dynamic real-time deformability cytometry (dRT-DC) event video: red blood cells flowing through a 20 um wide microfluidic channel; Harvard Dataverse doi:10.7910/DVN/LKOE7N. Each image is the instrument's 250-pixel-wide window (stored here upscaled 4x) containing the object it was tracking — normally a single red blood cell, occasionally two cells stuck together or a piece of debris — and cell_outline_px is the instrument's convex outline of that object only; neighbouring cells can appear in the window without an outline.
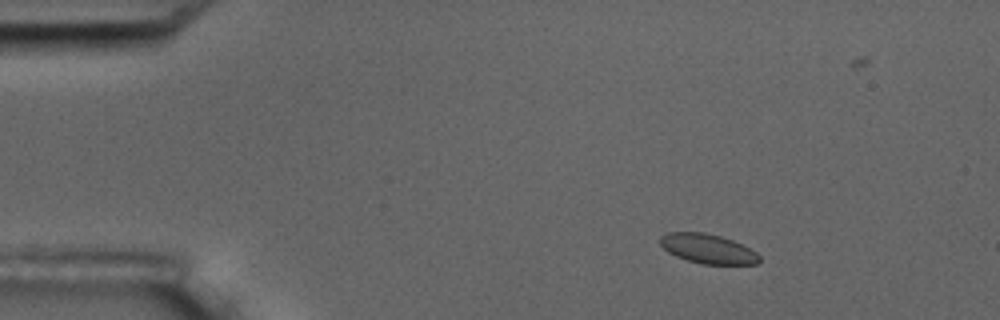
{"species": "common noctule bat (a hibernating species)", "species_latin": "Nyctalus noctula", "temperature_condition": "room temperature", "stored_images_in_passage": 6, "camera_frame_rate_fps": 3000, "um_per_image_px": 0.085, "animal": {"sex": "male", "body_mass_g": 17.5, "forearm_length_mm": 52.3}, "frame": {"image": 1, "passage_image": 2, "time_ms": 1.333, "image_size_px": [1000, 320], "cell_outline_px": [[760, 260], [756, 264], [704, 264], [688, 260], [676, 256], [668, 252], [660, 244], [660, 236], [668, 232], [704, 232], [720, 236], [732, 240], [756, 252], [760, 256]], "centroid_in_image_um": [60.15, 21.14], "position_along_channel_um": 24.9, "area_um2": 16.88}}
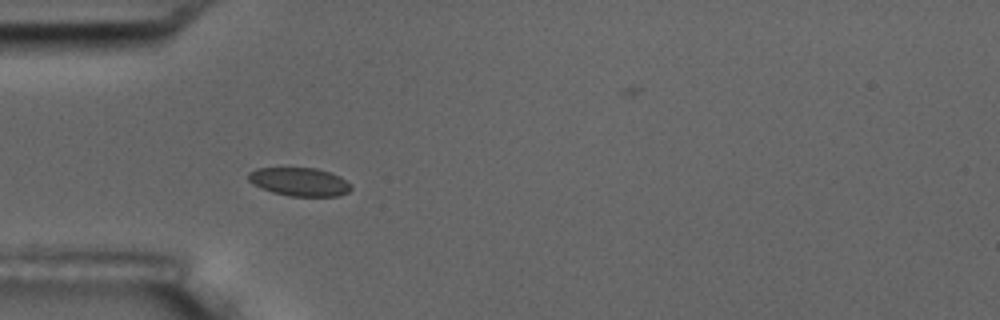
{"frame": {"image": 2, "passage_image": 4, "time_ms": 4.333, "image_size_px": [1000, 320], "cell_outline_px": [[352, 188], [348, 192], [340, 196], [288, 196], [272, 192], [260, 188], [252, 184], [248, 180], [248, 172], [256, 168], [316, 168], [340, 176], [352, 184]], "centroid_in_image_um": [25.45, 15.46], "position_along_channel_um": 59.5, "area_um2": 17.17}}